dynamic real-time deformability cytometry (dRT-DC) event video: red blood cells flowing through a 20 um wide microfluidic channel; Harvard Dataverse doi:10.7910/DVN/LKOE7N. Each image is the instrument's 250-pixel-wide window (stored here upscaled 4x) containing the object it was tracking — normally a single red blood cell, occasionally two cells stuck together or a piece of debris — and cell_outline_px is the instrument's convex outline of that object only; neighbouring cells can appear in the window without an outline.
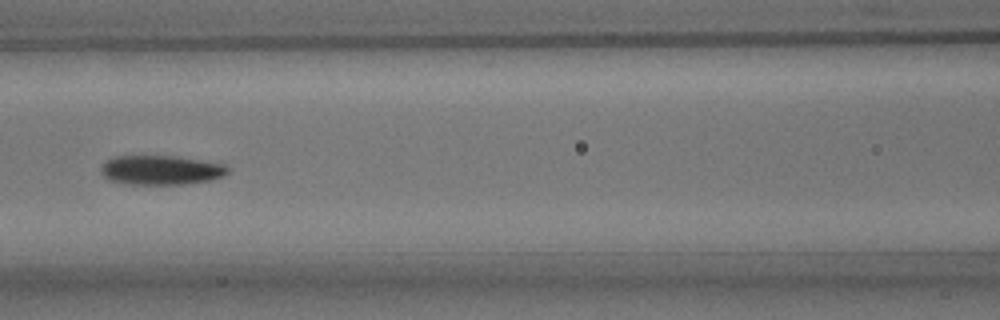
{"species": "common noctule bat (a hibernating species)", "species_latin": "Nyctalus noctula", "temperature_condition": "room temperature", "stored_images_in_passage": 5, "camera_frame_rate_fps": 3000, "um_per_image_px": 0.085, "animal": {"sex": "male", "body_mass_g": 15.6}, "frame": {"image": 1, "passage_image": 5, "time_ms": 1.333, "image_size_px": [1000, 320], "cell_outline_px": [[228, 172], [224, 176], [212, 180], [184, 184], [124, 184], [108, 180], [100, 172], [100, 168], [112, 156], [176, 156], [224, 164], [228, 168]], "centroid_in_image_um": [13.67, 14.46], "position_along_channel_um": 152.9, "area_um2": 21.79}}